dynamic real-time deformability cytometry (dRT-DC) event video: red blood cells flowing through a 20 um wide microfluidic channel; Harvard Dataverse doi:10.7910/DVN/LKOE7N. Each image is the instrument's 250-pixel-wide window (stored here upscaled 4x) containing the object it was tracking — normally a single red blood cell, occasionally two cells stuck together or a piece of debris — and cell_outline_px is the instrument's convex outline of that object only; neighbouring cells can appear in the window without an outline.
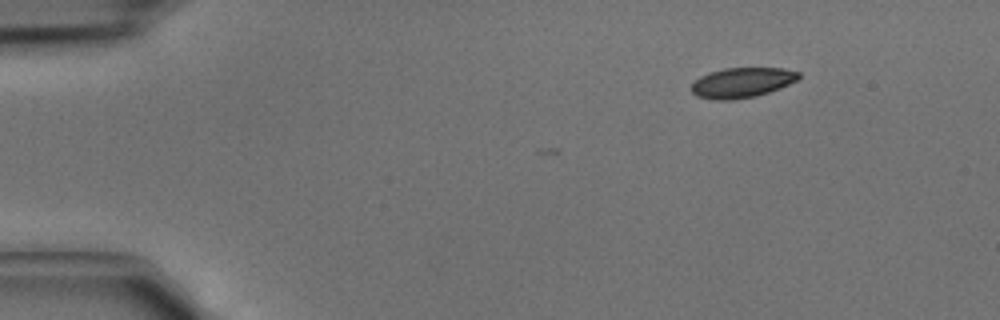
{"species": "common noctule bat (a hibernating species)", "species_latin": "Nyctalus noctula", "temperature_condition": "cold", "stored_images_in_passage": 3, "camera_frame_rate_fps": 3000, "um_per_image_px": 0.085, "animal": {"sex": "male", "body_mass_g": 15.6}, "frame": {"image": 1, "passage_image": 1, "time_ms": 0.0, "image_size_px": [1000, 320], "cell_outline_px": [[800, 76], [796, 80], [780, 88], [756, 96], [732, 100], [716, 100], [696, 96], [692, 92], [692, 84], [700, 76], [708, 72], [724, 68], [784, 68], [800, 72]], "centroid_in_image_um": [63.06, 7.02], "position_along_channel_um": 21.9, "area_um2": 18.79}}
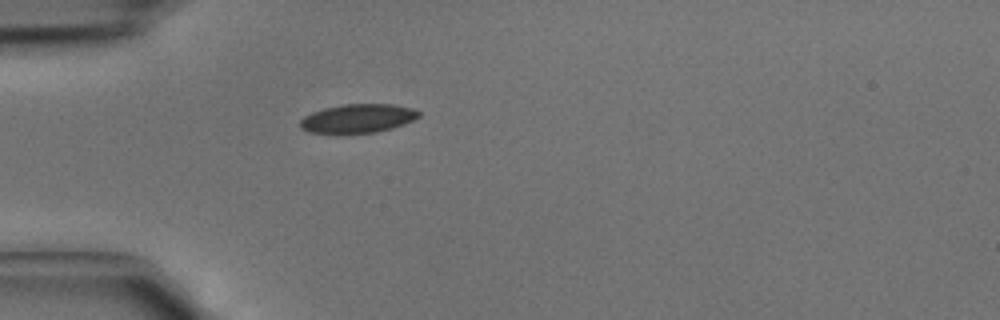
{"frame": {"image": 2, "passage_image": 3, "time_ms": 0.667, "image_size_px": [1000, 320], "cell_outline_px": [[420, 116], [404, 124], [392, 128], [376, 132], [308, 132], [300, 128], [300, 120], [304, 116], [312, 112], [324, 108], [344, 104], [392, 104], [412, 108], [420, 112]], "centroid_in_image_um": [30.42, 10.05], "position_along_channel_um": 54.6, "area_um2": 19.59}}